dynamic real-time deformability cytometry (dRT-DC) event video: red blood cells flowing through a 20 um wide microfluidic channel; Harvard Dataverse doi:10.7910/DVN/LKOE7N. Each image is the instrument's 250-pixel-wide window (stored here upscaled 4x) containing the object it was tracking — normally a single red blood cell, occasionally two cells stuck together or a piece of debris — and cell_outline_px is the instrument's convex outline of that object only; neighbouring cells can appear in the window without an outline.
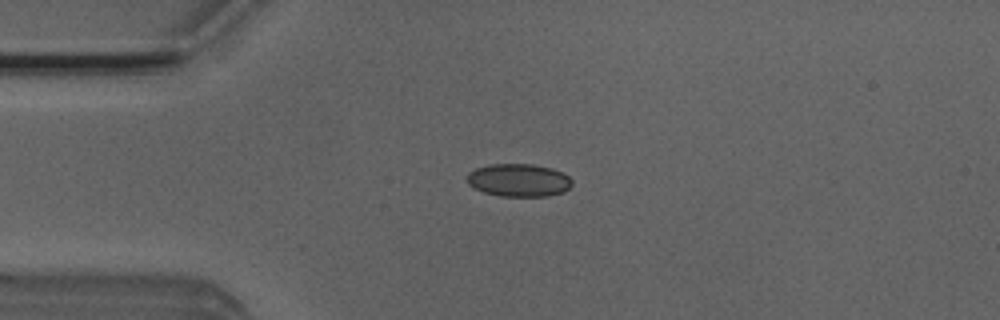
{"species": "Egyptian fruit bat (a non-hibernating species)", "species_latin": "Rousettus aegyptiacus", "temperature_condition": "room temperature", "stored_images_in_passage": 52, "camera_frame_rate_fps": 3000, "um_per_image_px": 0.085, "animal": {"sex": "male"}, "frame": {"image": 1, "passage_image": 12, "time_ms": 3.667, "image_size_px": [1000, 320], "cell_outline_px": [[572, 184], [564, 192], [548, 196], [500, 196], [484, 192], [472, 188], [468, 184], [468, 172], [476, 168], [492, 164], [532, 164], [552, 168], [564, 172], [572, 180]], "centroid_in_image_um": [44.1, 15.31], "position_along_channel_um": 40.9, "area_um2": 20.23}}
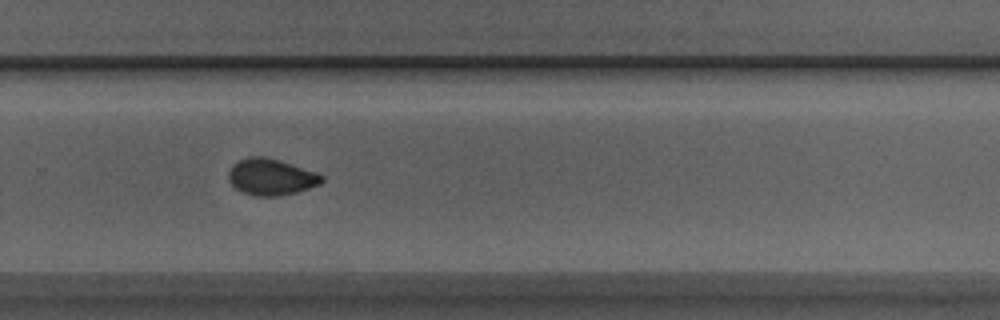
{"frame": {"image": 2, "passage_image": 34, "time_ms": 11.0, "image_size_px": [1000, 320], "cell_outline_px": [[324, 180], [320, 184], [296, 192], [280, 196], [256, 196], [240, 192], [228, 180], [228, 172], [232, 164], [248, 156], [264, 156], [280, 160], [316, 172], [324, 176]], "centroid_in_image_um": [23.02, 15.04], "position_along_channel_um": 306.8, "area_um2": 19.94}}
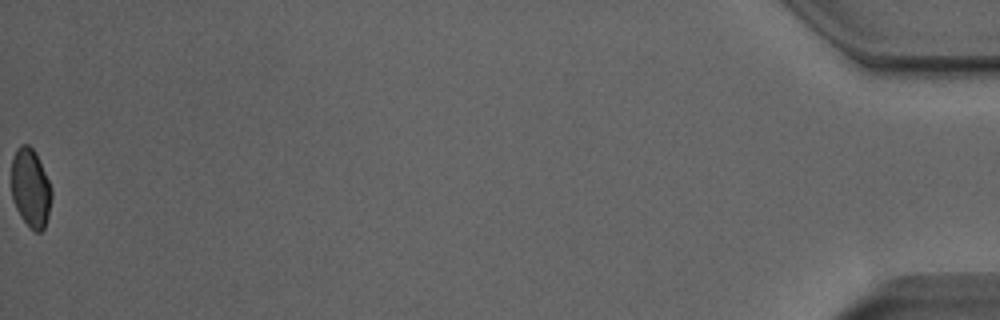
{"frame": {"image": 3, "passage_image": 52, "time_ms": 17.0, "image_size_px": [1000, 320], "cell_outline_px": [[52, 196], [48, 216], [44, 228], [40, 232], [36, 232], [20, 216], [16, 208], [12, 196], [12, 156], [16, 148], [20, 144], [28, 144], [36, 152], [52, 188]], "centroid_in_image_um": [2.6, 15.94], "position_along_channel_um": 432.6, "area_um2": 18.44}, "authors_computed_cell_mechanics": {"area_um2": 19.5364, "velocity_mm_per_s": 3.9264, "shape_relaxation_time_tau1_ms": 6.2628, "shape_relaxation_time_tau2_ms": 1.051, "deformation_change_tau1": 0.1415, "deformation_change_tau2": 0.0487}}